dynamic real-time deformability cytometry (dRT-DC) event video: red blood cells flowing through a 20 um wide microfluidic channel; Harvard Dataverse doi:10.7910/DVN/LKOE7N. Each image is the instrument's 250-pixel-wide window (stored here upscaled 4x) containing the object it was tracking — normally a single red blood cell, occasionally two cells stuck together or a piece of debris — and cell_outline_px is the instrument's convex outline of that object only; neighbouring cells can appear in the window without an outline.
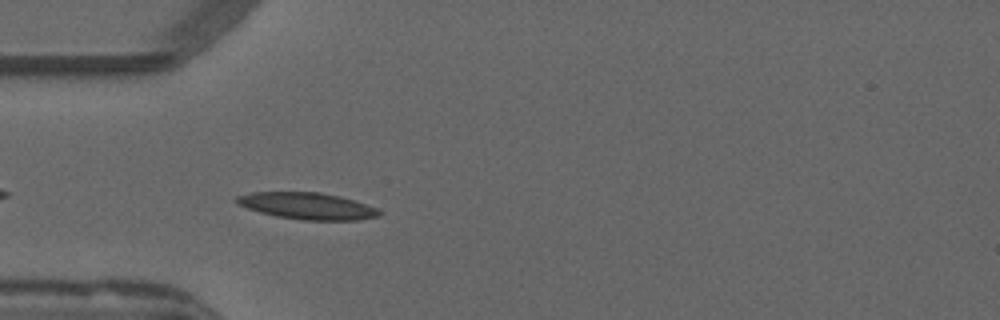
{"species": "common noctule bat (a hibernating species)", "species_latin": "Nyctalus noctula", "temperature_condition": "warm", "stored_images_in_passage": 33, "camera_frame_rate_fps": 3000, "um_per_image_px": 0.085, "animal": {"sex": "male", "forearm_length_mm": 52.5}, "frame": {"image": 1, "passage_image": 4, "time_ms": 1.0, "image_size_px": [1000, 320], "cell_outline_px": [[380, 212], [376, 216], [360, 220], [304, 220], [276, 216], [260, 212], [236, 204], [232, 200], [236, 196], [252, 192], [320, 192], [340, 196], [376, 208]], "centroid_in_image_um": [26.03, 17.5], "position_along_channel_um": 59.0, "area_um2": 22.02}}
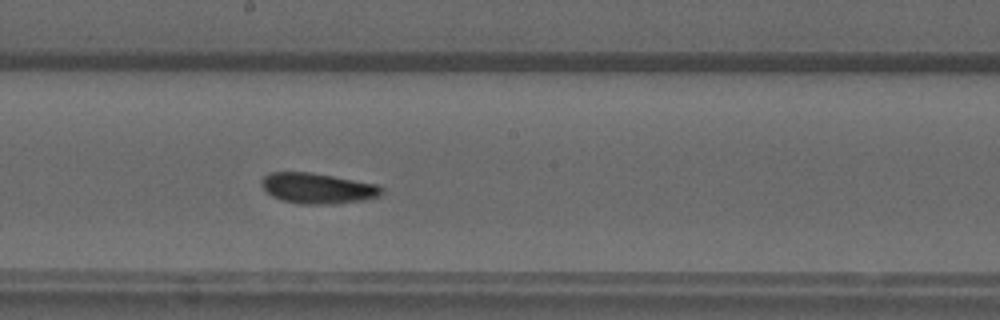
{"frame": {"image": 2, "passage_image": 17, "time_ms": 5.333, "image_size_px": [1000, 320], "cell_outline_px": [[384, 192], [380, 196], [364, 200], [328, 204], [300, 204], [280, 200], [264, 192], [260, 184], [260, 180], [268, 172], [308, 172], [380, 184], [384, 188]], "centroid_in_image_um": [26.98, 16.0], "position_along_channel_um": 221.2, "area_um2": 21.73}}
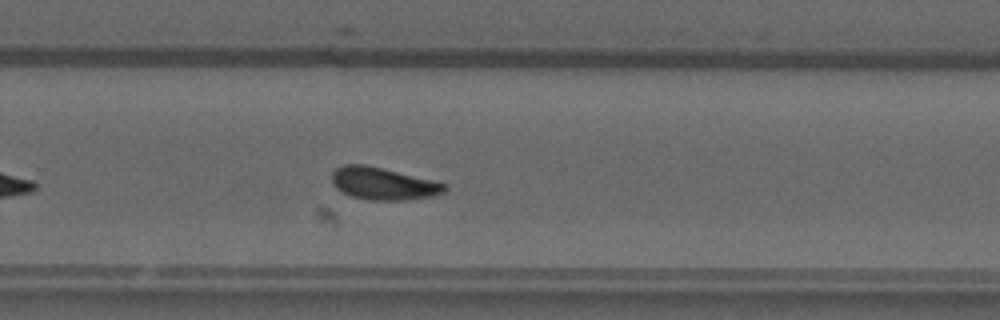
{"frame": {"image": 3, "passage_image": 23, "time_ms": 7.333, "image_size_px": [1000, 320], "cell_outline_px": [[448, 188], [444, 192], [432, 196], [404, 200], [368, 200], [352, 196], [336, 188], [332, 184], [332, 172], [336, 168], [344, 164], [364, 164], [432, 180], [448, 184]], "centroid_in_image_um": [32.56, 15.61], "position_along_channel_um": 297.2, "area_um2": 21.1}, "authors_computed_cell_mechanics": {"area_um2": 20.9814, "velocity_mm_per_s": 3.8085, "shape_relaxation_time_tau1_ms": 10.2165, "shape_relaxation_time_tau2_ms": 3.8875, "deformation_change_tau1": 0.1984, "deformation_change_tau2": 0.1001}}